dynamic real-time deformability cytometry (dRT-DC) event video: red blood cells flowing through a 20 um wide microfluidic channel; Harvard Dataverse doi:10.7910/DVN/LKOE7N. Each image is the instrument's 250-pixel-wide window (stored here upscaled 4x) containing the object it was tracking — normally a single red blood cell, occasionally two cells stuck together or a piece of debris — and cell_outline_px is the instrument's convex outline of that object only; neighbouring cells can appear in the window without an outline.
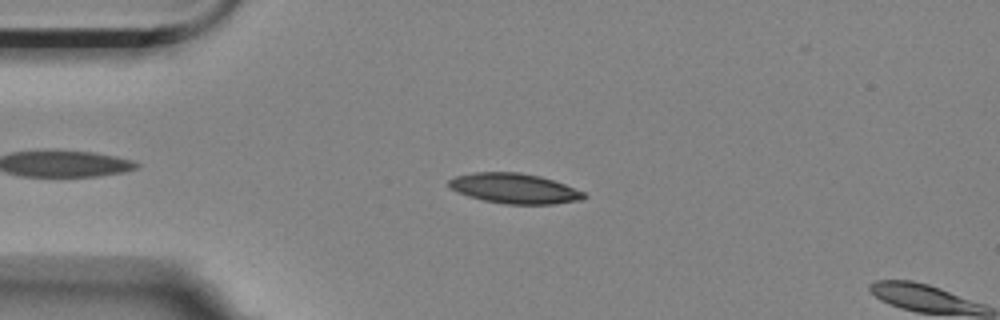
{"species": "Egyptian fruit bat (a non-hibernating species)", "species_latin": "Rousettus aegyptiacus", "temperature_condition": "room temperature", "stored_images_in_passage": 9, "camera_frame_rate_fps": 3000, "um_per_image_px": 0.085, "animal": {"sex": "female"}, "frame": {"image": 1, "passage_image": 6, "time_ms": 1.667, "image_size_px": [1000, 320], "cell_outline_px": [[588, 196], [584, 200], [552, 204], [508, 204], [484, 200], [468, 196], [456, 192], [448, 184], [448, 180], [456, 176], [476, 172], [520, 172], [540, 176], [564, 184], [584, 192]], "centroid_in_image_um": [43.75, 16.02], "position_along_channel_um": 41.3, "area_um2": 23.64}}